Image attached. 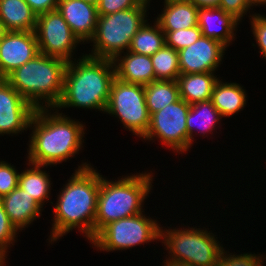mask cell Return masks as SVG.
Returning <instances> with one entry per match:
<instances>
[{"label":"cell","instance_id":"obj_28","mask_svg":"<svg viewBox=\"0 0 266 266\" xmlns=\"http://www.w3.org/2000/svg\"><path fill=\"white\" fill-rule=\"evenodd\" d=\"M165 33L166 45L176 51L188 47L196 42L201 36V29L197 26L176 31H163Z\"/></svg>","mask_w":266,"mask_h":266},{"label":"cell","instance_id":"obj_23","mask_svg":"<svg viewBox=\"0 0 266 266\" xmlns=\"http://www.w3.org/2000/svg\"><path fill=\"white\" fill-rule=\"evenodd\" d=\"M247 94L242 85L236 82H223L222 79L216 82L211 101L219 111L221 117H230L243 110L246 106Z\"/></svg>","mask_w":266,"mask_h":266},{"label":"cell","instance_id":"obj_34","mask_svg":"<svg viewBox=\"0 0 266 266\" xmlns=\"http://www.w3.org/2000/svg\"><path fill=\"white\" fill-rule=\"evenodd\" d=\"M251 7L250 0H220L219 2V8L232 15L239 22L243 20V16H247Z\"/></svg>","mask_w":266,"mask_h":266},{"label":"cell","instance_id":"obj_15","mask_svg":"<svg viewBox=\"0 0 266 266\" xmlns=\"http://www.w3.org/2000/svg\"><path fill=\"white\" fill-rule=\"evenodd\" d=\"M57 10L79 40L88 44L96 32L97 5L83 0H58Z\"/></svg>","mask_w":266,"mask_h":266},{"label":"cell","instance_id":"obj_24","mask_svg":"<svg viewBox=\"0 0 266 266\" xmlns=\"http://www.w3.org/2000/svg\"><path fill=\"white\" fill-rule=\"evenodd\" d=\"M26 170L20 172L18 177V187L26 191L43 208L44 203L49 201L51 193V178L49 173L43 170L48 166L37 165L28 162ZM29 168V169H28Z\"/></svg>","mask_w":266,"mask_h":266},{"label":"cell","instance_id":"obj_29","mask_svg":"<svg viewBox=\"0 0 266 266\" xmlns=\"http://www.w3.org/2000/svg\"><path fill=\"white\" fill-rule=\"evenodd\" d=\"M17 234H19V231L11 223L0 201V260L6 261L8 249L14 246Z\"/></svg>","mask_w":266,"mask_h":266},{"label":"cell","instance_id":"obj_30","mask_svg":"<svg viewBox=\"0 0 266 266\" xmlns=\"http://www.w3.org/2000/svg\"><path fill=\"white\" fill-rule=\"evenodd\" d=\"M264 259H266L263 254L260 256L255 253H243V254H233L225 248L222 249L220 255L218 257L217 265L216 266H265Z\"/></svg>","mask_w":266,"mask_h":266},{"label":"cell","instance_id":"obj_31","mask_svg":"<svg viewBox=\"0 0 266 266\" xmlns=\"http://www.w3.org/2000/svg\"><path fill=\"white\" fill-rule=\"evenodd\" d=\"M13 164L0 160V198L18 186L19 172Z\"/></svg>","mask_w":266,"mask_h":266},{"label":"cell","instance_id":"obj_5","mask_svg":"<svg viewBox=\"0 0 266 266\" xmlns=\"http://www.w3.org/2000/svg\"><path fill=\"white\" fill-rule=\"evenodd\" d=\"M154 174L150 172L122 176L116 181L102 177L97 197L94 237L108 223L142 212L152 190Z\"/></svg>","mask_w":266,"mask_h":266},{"label":"cell","instance_id":"obj_9","mask_svg":"<svg viewBox=\"0 0 266 266\" xmlns=\"http://www.w3.org/2000/svg\"><path fill=\"white\" fill-rule=\"evenodd\" d=\"M105 113L119 118L118 121L120 120L125 129L142 138L150 125L144 86L127 83L115 77L111 84Z\"/></svg>","mask_w":266,"mask_h":266},{"label":"cell","instance_id":"obj_2","mask_svg":"<svg viewBox=\"0 0 266 266\" xmlns=\"http://www.w3.org/2000/svg\"><path fill=\"white\" fill-rule=\"evenodd\" d=\"M59 111L36 109L29 125L32 131L31 137L28 136L26 162L51 167L66 162L82 150L85 125Z\"/></svg>","mask_w":266,"mask_h":266},{"label":"cell","instance_id":"obj_19","mask_svg":"<svg viewBox=\"0 0 266 266\" xmlns=\"http://www.w3.org/2000/svg\"><path fill=\"white\" fill-rule=\"evenodd\" d=\"M164 8L155 21L162 31H176L198 25V11L188 0H164Z\"/></svg>","mask_w":266,"mask_h":266},{"label":"cell","instance_id":"obj_17","mask_svg":"<svg viewBox=\"0 0 266 266\" xmlns=\"http://www.w3.org/2000/svg\"><path fill=\"white\" fill-rule=\"evenodd\" d=\"M0 201L11 223L19 232L42 215L43 208L18 186L1 197Z\"/></svg>","mask_w":266,"mask_h":266},{"label":"cell","instance_id":"obj_18","mask_svg":"<svg viewBox=\"0 0 266 266\" xmlns=\"http://www.w3.org/2000/svg\"><path fill=\"white\" fill-rule=\"evenodd\" d=\"M113 61L115 76L121 81L143 86L155 81L151 56L126 51L119 54Z\"/></svg>","mask_w":266,"mask_h":266},{"label":"cell","instance_id":"obj_38","mask_svg":"<svg viewBox=\"0 0 266 266\" xmlns=\"http://www.w3.org/2000/svg\"><path fill=\"white\" fill-rule=\"evenodd\" d=\"M251 1V5H252V7L253 6H266V0H250Z\"/></svg>","mask_w":266,"mask_h":266},{"label":"cell","instance_id":"obj_35","mask_svg":"<svg viewBox=\"0 0 266 266\" xmlns=\"http://www.w3.org/2000/svg\"><path fill=\"white\" fill-rule=\"evenodd\" d=\"M31 9L38 15L57 10L58 0H25Z\"/></svg>","mask_w":266,"mask_h":266},{"label":"cell","instance_id":"obj_37","mask_svg":"<svg viewBox=\"0 0 266 266\" xmlns=\"http://www.w3.org/2000/svg\"><path fill=\"white\" fill-rule=\"evenodd\" d=\"M164 261L162 262V263H164V265H162V266H193L191 264L177 262V261H173V260H164Z\"/></svg>","mask_w":266,"mask_h":266},{"label":"cell","instance_id":"obj_20","mask_svg":"<svg viewBox=\"0 0 266 266\" xmlns=\"http://www.w3.org/2000/svg\"><path fill=\"white\" fill-rule=\"evenodd\" d=\"M219 77L215 73L180 74L177 78L179 96L188 104L211 100V95Z\"/></svg>","mask_w":266,"mask_h":266},{"label":"cell","instance_id":"obj_1","mask_svg":"<svg viewBox=\"0 0 266 266\" xmlns=\"http://www.w3.org/2000/svg\"><path fill=\"white\" fill-rule=\"evenodd\" d=\"M67 180L57 197L49 244L56 243L73 229H77L89 242L94 238V222L101 173L88 162H82Z\"/></svg>","mask_w":266,"mask_h":266},{"label":"cell","instance_id":"obj_11","mask_svg":"<svg viewBox=\"0 0 266 266\" xmlns=\"http://www.w3.org/2000/svg\"><path fill=\"white\" fill-rule=\"evenodd\" d=\"M34 32L40 53L67 62L76 59L73 57L76 47L82 42L72 32L58 10L38 15Z\"/></svg>","mask_w":266,"mask_h":266},{"label":"cell","instance_id":"obj_10","mask_svg":"<svg viewBox=\"0 0 266 266\" xmlns=\"http://www.w3.org/2000/svg\"><path fill=\"white\" fill-rule=\"evenodd\" d=\"M190 104L179 98L168 104L162 110L150 116V125L146 134L141 138L146 141L160 140L173 152L185 153L189 150V136L187 133L186 118Z\"/></svg>","mask_w":266,"mask_h":266},{"label":"cell","instance_id":"obj_7","mask_svg":"<svg viewBox=\"0 0 266 266\" xmlns=\"http://www.w3.org/2000/svg\"><path fill=\"white\" fill-rule=\"evenodd\" d=\"M188 227V228H187ZM169 229L161 226L162 244L168 250V258L193 266H216L223 245L217 240V235L197 227ZM163 228H165L163 230Z\"/></svg>","mask_w":266,"mask_h":266},{"label":"cell","instance_id":"obj_13","mask_svg":"<svg viewBox=\"0 0 266 266\" xmlns=\"http://www.w3.org/2000/svg\"><path fill=\"white\" fill-rule=\"evenodd\" d=\"M227 47L220 41L201 36L196 42L178 51L181 74L216 73Z\"/></svg>","mask_w":266,"mask_h":266},{"label":"cell","instance_id":"obj_3","mask_svg":"<svg viewBox=\"0 0 266 266\" xmlns=\"http://www.w3.org/2000/svg\"><path fill=\"white\" fill-rule=\"evenodd\" d=\"M115 77L113 60L94 58L83 53L82 57L67 64L63 95L56 110L75 107L104 113Z\"/></svg>","mask_w":266,"mask_h":266},{"label":"cell","instance_id":"obj_12","mask_svg":"<svg viewBox=\"0 0 266 266\" xmlns=\"http://www.w3.org/2000/svg\"><path fill=\"white\" fill-rule=\"evenodd\" d=\"M35 111L4 78H0V135L13 136L27 131Z\"/></svg>","mask_w":266,"mask_h":266},{"label":"cell","instance_id":"obj_6","mask_svg":"<svg viewBox=\"0 0 266 266\" xmlns=\"http://www.w3.org/2000/svg\"><path fill=\"white\" fill-rule=\"evenodd\" d=\"M149 6L150 1L144 0L138 7L98 15L96 32L89 41L93 43V48L87 55L114 60L119 54L128 51L133 36L148 20L146 12Z\"/></svg>","mask_w":266,"mask_h":266},{"label":"cell","instance_id":"obj_22","mask_svg":"<svg viewBox=\"0 0 266 266\" xmlns=\"http://www.w3.org/2000/svg\"><path fill=\"white\" fill-rule=\"evenodd\" d=\"M0 19L6 31H34L37 14L25 0H0Z\"/></svg>","mask_w":266,"mask_h":266},{"label":"cell","instance_id":"obj_26","mask_svg":"<svg viewBox=\"0 0 266 266\" xmlns=\"http://www.w3.org/2000/svg\"><path fill=\"white\" fill-rule=\"evenodd\" d=\"M150 25L147 20L137 31L131 40L128 51L152 56L166 44L165 33L159 24L154 21L153 26Z\"/></svg>","mask_w":266,"mask_h":266},{"label":"cell","instance_id":"obj_16","mask_svg":"<svg viewBox=\"0 0 266 266\" xmlns=\"http://www.w3.org/2000/svg\"><path fill=\"white\" fill-rule=\"evenodd\" d=\"M239 24L237 19L219 7L199 8L198 27L202 35L220 41L227 48L235 40Z\"/></svg>","mask_w":266,"mask_h":266},{"label":"cell","instance_id":"obj_36","mask_svg":"<svg viewBox=\"0 0 266 266\" xmlns=\"http://www.w3.org/2000/svg\"><path fill=\"white\" fill-rule=\"evenodd\" d=\"M198 8L219 7L220 0H188Z\"/></svg>","mask_w":266,"mask_h":266},{"label":"cell","instance_id":"obj_33","mask_svg":"<svg viewBox=\"0 0 266 266\" xmlns=\"http://www.w3.org/2000/svg\"><path fill=\"white\" fill-rule=\"evenodd\" d=\"M144 0H99L98 15H108L118 11L138 7Z\"/></svg>","mask_w":266,"mask_h":266},{"label":"cell","instance_id":"obj_32","mask_svg":"<svg viewBox=\"0 0 266 266\" xmlns=\"http://www.w3.org/2000/svg\"><path fill=\"white\" fill-rule=\"evenodd\" d=\"M251 22V30L256 40V45L260 50L259 53L262 54L263 58L266 60V16L259 13H253L249 16Z\"/></svg>","mask_w":266,"mask_h":266},{"label":"cell","instance_id":"obj_14","mask_svg":"<svg viewBox=\"0 0 266 266\" xmlns=\"http://www.w3.org/2000/svg\"><path fill=\"white\" fill-rule=\"evenodd\" d=\"M39 53L34 31H6L0 40V78H5Z\"/></svg>","mask_w":266,"mask_h":266},{"label":"cell","instance_id":"obj_40","mask_svg":"<svg viewBox=\"0 0 266 266\" xmlns=\"http://www.w3.org/2000/svg\"><path fill=\"white\" fill-rule=\"evenodd\" d=\"M83 1L94 4V5H97L99 2V0H83Z\"/></svg>","mask_w":266,"mask_h":266},{"label":"cell","instance_id":"obj_21","mask_svg":"<svg viewBox=\"0 0 266 266\" xmlns=\"http://www.w3.org/2000/svg\"><path fill=\"white\" fill-rule=\"evenodd\" d=\"M221 119L219 111L212 104L211 100L191 104L186 118L189 149L193 145L192 142H194L193 133L196 130L195 128L199 130V133L196 132L195 134H202V137L207 135V133L213 135L216 126L219 125L218 128L220 127L219 121L221 122Z\"/></svg>","mask_w":266,"mask_h":266},{"label":"cell","instance_id":"obj_27","mask_svg":"<svg viewBox=\"0 0 266 266\" xmlns=\"http://www.w3.org/2000/svg\"><path fill=\"white\" fill-rule=\"evenodd\" d=\"M155 80H173L176 81L180 72L179 54L166 44L151 56Z\"/></svg>","mask_w":266,"mask_h":266},{"label":"cell","instance_id":"obj_8","mask_svg":"<svg viewBox=\"0 0 266 266\" xmlns=\"http://www.w3.org/2000/svg\"><path fill=\"white\" fill-rule=\"evenodd\" d=\"M161 224L140 213L105 225L90 241L100 251H122L161 240Z\"/></svg>","mask_w":266,"mask_h":266},{"label":"cell","instance_id":"obj_39","mask_svg":"<svg viewBox=\"0 0 266 266\" xmlns=\"http://www.w3.org/2000/svg\"><path fill=\"white\" fill-rule=\"evenodd\" d=\"M5 32H6V30H5L4 26H3V23L1 21V19H0V40L2 39L3 35L5 34Z\"/></svg>","mask_w":266,"mask_h":266},{"label":"cell","instance_id":"obj_4","mask_svg":"<svg viewBox=\"0 0 266 266\" xmlns=\"http://www.w3.org/2000/svg\"><path fill=\"white\" fill-rule=\"evenodd\" d=\"M67 64L39 53L4 79L35 109H55L63 95Z\"/></svg>","mask_w":266,"mask_h":266},{"label":"cell","instance_id":"obj_41","mask_svg":"<svg viewBox=\"0 0 266 266\" xmlns=\"http://www.w3.org/2000/svg\"><path fill=\"white\" fill-rule=\"evenodd\" d=\"M5 263H7V262H5V260H0V266H6Z\"/></svg>","mask_w":266,"mask_h":266},{"label":"cell","instance_id":"obj_25","mask_svg":"<svg viewBox=\"0 0 266 266\" xmlns=\"http://www.w3.org/2000/svg\"><path fill=\"white\" fill-rule=\"evenodd\" d=\"M144 92L150 116L180 98L177 81L173 80L152 81L144 85Z\"/></svg>","mask_w":266,"mask_h":266}]
</instances>
